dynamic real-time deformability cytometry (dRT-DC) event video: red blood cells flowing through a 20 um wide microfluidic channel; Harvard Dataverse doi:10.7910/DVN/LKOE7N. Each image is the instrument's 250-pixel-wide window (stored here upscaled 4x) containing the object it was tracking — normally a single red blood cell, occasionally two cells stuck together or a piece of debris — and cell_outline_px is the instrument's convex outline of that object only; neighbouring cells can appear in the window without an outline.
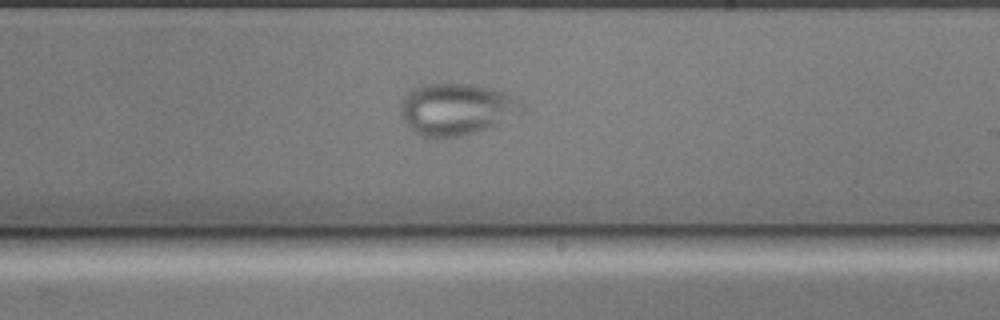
{"species": "common noctule bat (a hibernating species)", "species_latin": "Nyctalus noctula", "temperature_condition": "cold", "stored_images_in_passage": 36, "camera_frame_rate_fps": 3000, "um_per_image_px": 0.085, "animal": {"sex": "male", "body_mass_g": 17.9, "forearm_length_mm": 54.2}, "frame": {"image": 1, "passage_image": 19, "time_ms": 6.0, "image_size_px": [1000, 320], "cell_outline_px": [[524, 112], [488, 128], [460, 136], [424, 136], [412, 132], [404, 120], [400, 112], [404, 100], [408, 92], [424, 84], [472, 84], [492, 88], [520, 96], [524, 104]], "centroid_in_image_um": [38.89, 9.26], "position_along_channel_um": 250.1, "area_um2": 36.47}}